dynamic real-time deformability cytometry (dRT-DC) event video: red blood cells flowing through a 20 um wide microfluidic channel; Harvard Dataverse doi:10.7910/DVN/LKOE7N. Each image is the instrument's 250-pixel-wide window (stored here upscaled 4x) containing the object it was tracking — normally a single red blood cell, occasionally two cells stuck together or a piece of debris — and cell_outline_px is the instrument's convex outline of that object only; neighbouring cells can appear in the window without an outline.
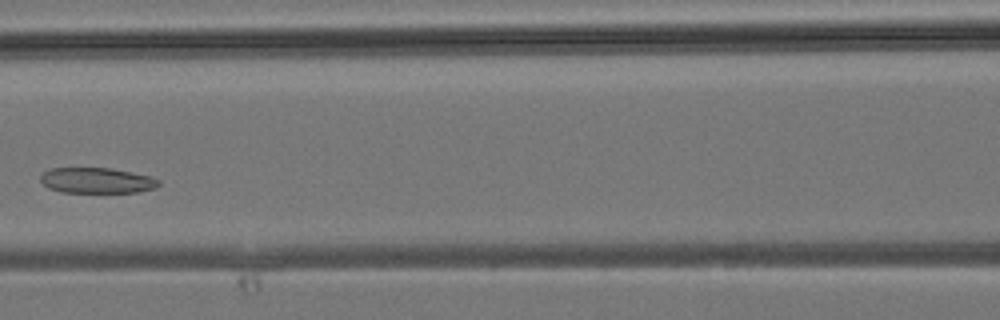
{"species": "common noctule bat (a hibernating species)", "species_latin": "Nyctalus noctula", "temperature_condition": "room temperature", "stored_images_in_passage": 30, "camera_frame_rate_fps": 3000, "um_per_image_px": 0.085, "animal": {"sex": "male", "body_mass_g": 19.2, "forearm_length_mm": 51.8}, "frame": {"image": 1, "passage_image": 13, "time_ms": 4.0, "image_size_px": [1000, 320], "cell_outline_px": [[160, 184], [156, 188], [140, 192], [64, 192], [48, 188], [40, 180], [40, 176], [48, 168], [112, 168], [152, 176], [160, 180]], "centroid_in_image_um": [8.27, 15.33], "position_along_channel_um": 158.3, "area_um2": 17.74}}
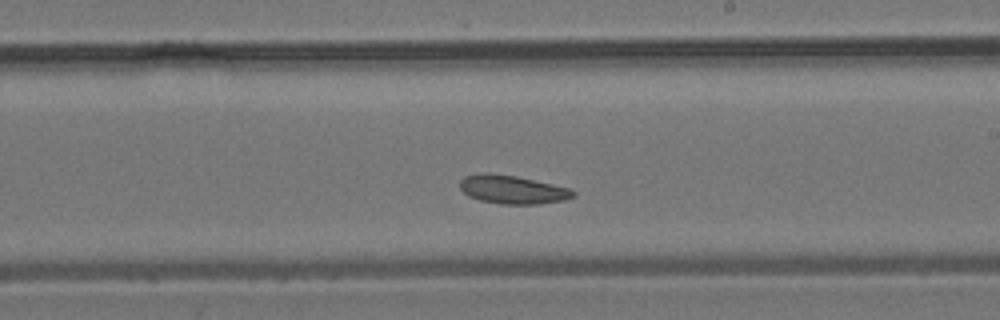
{"frame": {"image": 2, "passage_image": 18, "time_ms": 5.667, "image_size_px": [1000, 320], "cell_outline_px": [[576, 196], [564, 200], [540, 204], [500, 204], [480, 200], [468, 196], [460, 188], [460, 180], [464, 176], [484, 172], [488, 172], [516, 176], [552, 184], [568, 188], [576, 192]], "centroid_in_image_um": [43.55, 16.11], "position_along_channel_um": 245.5, "area_um2": 18.84}}
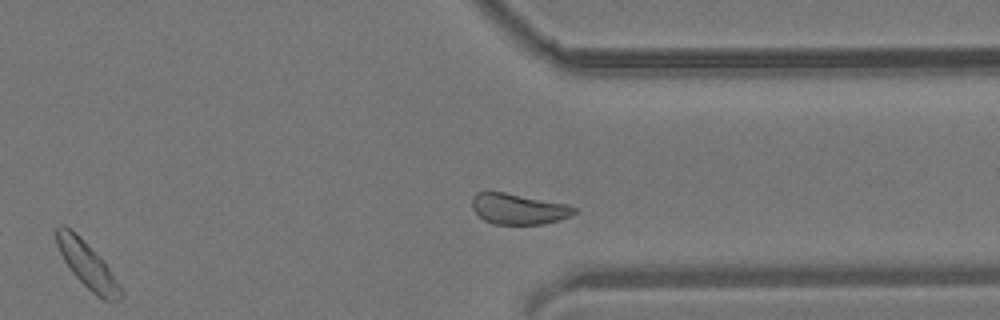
{"frame": {"image": 3, "passage_image": 25, "time_ms": 8.0, "image_size_px": [1000, 320], "cell_outline_px": [[120, 300], [104, 300], [96, 296], [72, 272], [64, 260], [56, 244], [56, 228], [60, 224], [64, 224], [76, 232], [104, 260], [120, 288]], "centroid_in_image_um": [7.37, 22.46], "position_along_channel_um": 404.0, "area_um2": 16.88}}